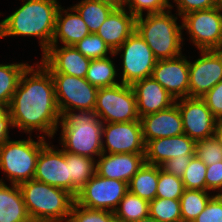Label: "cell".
Listing matches in <instances>:
<instances>
[{
    "mask_svg": "<svg viewBox=\"0 0 222 222\" xmlns=\"http://www.w3.org/2000/svg\"><path fill=\"white\" fill-rule=\"evenodd\" d=\"M35 65H29L22 73L8 111L13 128L29 135L36 130L43 132V138L46 135L53 138L61 120L54 82L51 73L40 62Z\"/></svg>",
    "mask_w": 222,
    "mask_h": 222,
    "instance_id": "6da1fadb",
    "label": "cell"
},
{
    "mask_svg": "<svg viewBox=\"0 0 222 222\" xmlns=\"http://www.w3.org/2000/svg\"><path fill=\"white\" fill-rule=\"evenodd\" d=\"M22 0L23 5L1 21L2 38L9 36L38 37L41 51L50 46L55 34L60 8L57 0Z\"/></svg>",
    "mask_w": 222,
    "mask_h": 222,
    "instance_id": "7a4b0ae2",
    "label": "cell"
},
{
    "mask_svg": "<svg viewBox=\"0 0 222 222\" xmlns=\"http://www.w3.org/2000/svg\"><path fill=\"white\" fill-rule=\"evenodd\" d=\"M59 125L63 151L92 159H95L94 155L101 156L103 122L94 110L66 111L61 115Z\"/></svg>",
    "mask_w": 222,
    "mask_h": 222,
    "instance_id": "3957f363",
    "label": "cell"
},
{
    "mask_svg": "<svg viewBox=\"0 0 222 222\" xmlns=\"http://www.w3.org/2000/svg\"><path fill=\"white\" fill-rule=\"evenodd\" d=\"M18 186L32 222H68L75 202L71 193L34 179Z\"/></svg>",
    "mask_w": 222,
    "mask_h": 222,
    "instance_id": "277c9868",
    "label": "cell"
},
{
    "mask_svg": "<svg viewBox=\"0 0 222 222\" xmlns=\"http://www.w3.org/2000/svg\"><path fill=\"white\" fill-rule=\"evenodd\" d=\"M170 10L136 17V31L157 60L172 59L182 54V25H178V18Z\"/></svg>",
    "mask_w": 222,
    "mask_h": 222,
    "instance_id": "5b68a950",
    "label": "cell"
},
{
    "mask_svg": "<svg viewBox=\"0 0 222 222\" xmlns=\"http://www.w3.org/2000/svg\"><path fill=\"white\" fill-rule=\"evenodd\" d=\"M34 141L31 136L23 140H7L0 146V169L11 184L19 185L33 180L37 159L42 147L47 143L42 136Z\"/></svg>",
    "mask_w": 222,
    "mask_h": 222,
    "instance_id": "8992f818",
    "label": "cell"
},
{
    "mask_svg": "<svg viewBox=\"0 0 222 222\" xmlns=\"http://www.w3.org/2000/svg\"><path fill=\"white\" fill-rule=\"evenodd\" d=\"M94 111L103 123L140 120L134 90L123 83L99 88Z\"/></svg>",
    "mask_w": 222,
    "mask_h": 222,
    "instance_id": "52a82bcc",
    "label": "cell"
},
{
    "mask_svg": "<svg viewBox=\"0 0 222 222\" xmlns=\"http://www.w3.org/2000/svg\"><path fill=\"white\" fill-rule=\"evenodd\" d=\"M120 52H122L121 83L132 85L138 80L152 76L157 59L136 30L114 51L113 55L117 56Z\"/></svg>",
    "mask_w": 222,
    "mask_h": 222,
    "instance_id": "ba28073f",
    "label": "cell"
},
{
    "mask_svg": "<svg viewBox=\"0 0 222 222\" xmlns=\"http://www.w3.org/2000/svg\"><path fill=\"white\" fill-rule=\"evenodd\" d=\"M182 29L200 50H222V9L193 11L183 15Z\"/></svg>",
    "mask_w": 222,
    "mask_h": 222,
    "instance_id": "9c48e42d",
    "label": "cell"
},
{
    "mask_svg": "<svg viewBox=\"0 0 222 222\" xmlns=\"http://www.w3.org/2000/svg\"><path fill=\"white\" fill-rule=\"evenodd\" d=\"M56 101L61 115L70 110H94L99 88L91 85L86 78L51 73Z\"/></svg>",
    "mask_w": 222,
    "mask_h": 222,
    "instance_id": "30bf717a",
    "label": "cell"
},
{
    "mask_svg": "<svg viewBox=\"0 0 222 222\" xmlns=\"http://www.w3.org/2000/svg\"><path fill=\"white\" fill-rule=\"evenodd\" d=\"M128 191V183L95 174L78 192L75 202L90 209L113 212Z\"/></svg>",
    "mask_w": 222,
    "mask_h": 222,
    "instance_id": "8fae6325",
    "label": "cell"
},
{
    "mask_svg": "<svg viewBox=\"0 0 222 222\" xmlns=\"http://www.w3.org/2000/svg\"><path fill=\"white\" fill-rule=\"evenodd\" d=\"M103 153L108 154H145L140 120L118 123H103Z\"/></svg>",
    "mask_w": 222,
    "mask_h": 222,
    "instance_id": "7c38bea8",
    "label": "cell"
},
{
    "mask_svg": "<svg viewBox=\"0 0 222 222\" xmlns=\"http://www.w3.org/2000/svg\"><path fill=\"white\" fill-rule=\"evenodd\" d=\"M201 57L189 60V97H202L222 81V50H200Z\"/></svg>",
    "mask_w": 222,
    "mask_h": 222,
    "instance_id": "4fadbf2b",
    "label": "cell"
},
{
    "mask_svg": "<svg viewBox=\"0 0 222 222\" xmlns=\"http://www.w3.org/2000/svg\"><path fill=\"white\" fill-rule=\"evenodd\" d=\"M180 110L184 134L198 141L213 136L218 119L200 97H185L175 102Z\"/></svg>",
    "mask_w": 222,
    "mask_h": 222,
    "instance_id": "5bb4252c",
    "label": "cell"
},
{
    "mask_svg": "<svg viewBox=\"0 0 222 222\" xmlns=\"http://www.w3.org/2000/svg\"><path fill=\"white\" fill-rule=\"evenodd\" d=\"M53 147L54 145L46 143L40 150L34 180L72 194V181L69 179V164H66L65 151Z\"/></svg>",
    "mask_w": 222,
    "mask_h": 222,
    "instance_id": "9a60e30c",
    "label": "cell"
},
{
    "mask_svg": "<svg viewBox=\"0 0 222 222\" xmlns=\"http://www.w3.org/2000/svg\"><path fill=\"white\" fill-rule=\"evenodd\" d=\"M181 54L172 59L157 60L152 77L175 100L189 97V61Z\"/></svg>",
    "mask_w": 222,
    "mask_h": 222,
    "instance_id": "2e32d148",
    "label": "cell"
},
{
    "mask_svg": "<svg viewBox=\"0 0 222 222\" xmlns=\"http://www.w3.org/2000/svg\"><path fill=\"white\" fill-rule=\"evenodd\" d=\"M91 59L83 56L74 46L51 45L42 55L40 63L50 73H64L85 78Z\"/></svg>",
    "mask_w": 222,
    "mask_h": 222,
    "instance_id": "e0dca14e",
    "label": "cell"
},
{
    "mask_svg": "<svg viewBox=\"0 0 222 222\" xmlns=\"http://www.w3.org/2000/svg\"><path fill=\"white\" fill-rule=\"evenodd\" d=\"M196 141L186 134L159 138L145 144V163L161 166L171 158L195 156Z\"/></svg>",
    "mask_w": 222,
    "mask_h": 222,
    "instance_id": "ac0fdd59",
    "label": "cell"
},
{
    "mask_svg": "<svg viewBox=\"0 0 222 222\" xmlns=\"http://www.w3.org/2000/svg\"><path fill=\"white\" fill-rule=\"evenodd\" d=\"M143 141L184 134L182 118L175 103L167 109L140 117Z\"/></svg>",
    "mask_w": 222,
    "mask_h": 222,
    "instance_id": "d6986e66",
    "label": "cell"
},
{
    "mask_svg": "<svg viewBox=\"0 0 222 222\" xmlns=\"http://www.w3.org/2000/svg\"><path fill=\"white\" fill-rule=\"evenodd\" d=\"M136 96L139 117L167 109L176 100L152 76L134 82L132 85Z\"/></svg>",
    "mask_w": 222,
    "mask_h": 222,
    "instance_id": "ffe728a7",
    "label": "cell"
},
{
    "mask_svg": "<svg viewBox=\"0 0 222 222\" xmlns=\"http://www.w3.org/2000/svg\"><path fill=\"white\" fill-rule=\"evenodd\" d=\"M145 164L144 154H107L102 153L96 160V174L108 179L129 183L131 178Z\"/></svg>",
    "mask_w": 222,
    "mask_h": 222,
    "instance_id": "44dd1931",
    "label": "cell"
},
{
    "mask_svg": "<svg viewBox=\"0 0 222 222\" xmlns=\"http://www.w3.org/2000/svg\"><path fill=\"white\" fill-rule=\"evenodd\" d=\"M136 30V17L126 8L114 9L97 30L114 52Z\"/></svg>",
    "mask_w": 222,
    "mask_h": 222,
    "instance_id": "7402d4cb",
    "label": "cell"
},
{
    "mask_svg": "<svg viewBox=\"0 0 222 222\" xmlns=\"http://www.w3.org/2000/svg\"><path fill=\"white\" fill-rule=\"evenodd\" d=\"M89 34L88 26L73 6L67 10L60 6L51 45H58L61 41L64 46H73Z\"/></svg>",
    "mask_w": 222,
    "mask_h": 222,
    "instance_id": "603a6c76",
    "label": "cell"
},
{
    "mask_svg": "<svg viewBox=\"0 0 222 222\" xmlns=\"http://www.w3.org/2000/svg\"><path fill=\"white\" fill-rule=\"evenodd\" d=\"M0 222H32L18 185L0 179Z\"/></svg>",
    "mask_w": 222,
    "mask_h": 222,
    "instance_id": "cb8c5ba5",
    "label": "cell"
},
{
    "mask_svg": "<svg viewBox=\"0 0 222 222\" xmlns=\"http://www.w3.org/2000/svg\"><path fill=\"white\" fill-rule=\"evenodd\" d=\"M66 164H69V179L72 181V195L77 196L84 185L96 174V160L65 152Z\"/></svg>",
    "mask_w": 222,
    "mask_h": 222,
    "instance_id": "d4e9b609",
    "label": "cell"
},
{
    "mask_svg": "<svg viewBox=\"0 0 222 222\" xmlns=\"http://www.w3.org/2000/svg\"><path fill=\"white\" fill-rule=\"evenodd\" d=\"M159 166L145 163L128 183V190L133 194L151 201L156 198Z\"/></svg>",
    "mask_w": 222,
    "mask_h": 222,
    "instance_id": "484cf974",
    "label": "cell"
},
{
    "mask_svg": "<svg viewBox=\"0 0 222 222\" xmlns=\"http://www.w3.org/2000/svg\"><path fill=\"white\" fill-rule=\"evenodd\" d=\"M114 61L108 57L93 59L86 73V80L97 88L112 87L120 84L116 81L117 71Z\"/></svg>",
    "mask_w": 222,
    "mask_h": 222,
    "instance_id": "4316f807",
    "label": "cell"
},
{
    "mask_svg": "<svg viewBox=\"0 0 222 222\" xmlns=\"http://www.w3.org/2000/svg\"><path fill=\"white\" fill-rule=\"evenodd\" d=\"M73 7L85 21L90 33H96L109 14L115 9L98 0H81Z\"/></svg>",
    "mask_w": 222,
    "mask_h": 222,
    "instance_id": "83f0119b",
    "label": "cell"
},
{
    "mask_svg": "<svg viewBox=\"0 0 222 222\" xmlns=\"http://www.w3.org/2000/svg\"><path fill=\"white\" fill-rule=\"evenodd\" d=\"M28 63L0 64V102L8 107Z\"/></svg>",
    "mask_w": 222,
    "mask_h": 222,
    "instance_id": "f1b7e54d",
    "label": "cell"
},
{
    "mask_svg": "<svg viewBox=\"0 0 222 222\" xmlns=\"http://www.w3.org/2000/svg\"><path fill=\"white\" fill-rule=\"evenodd\" d=\"M114 214L125 222L138 221L149 216V201L128 190Z\"/></svg>",
    "mask_w": 222,
    "mask_h": 222,
    "instance_id": "f546056e",
    "label": "cell"
},
{
    "mask_svg": "<svg viewBox=\"0 0 222 222\" xmlns=\"http://www.w3.org/2000/svg\"><path fill=\"white\" fill-rule=\"evenodd\" d=\"M212 196L208 191L184 189L179 199L182 222H193Z\"/></svg>",
    "mask_w": 222,
    "mask_h": 222,
    "instance_id": "4dcf8cb0",
    "label": "cell"
},
{
    "mask_svg": "<svg viewBox=\"0 0 222 222\" xmlns=\"http://www.w3.org/2000/svg\"><path fill=\"white\" fill-rule=\"evenodd\" d=\"M149 216L158 222H182L180 201L156 197L149 201Z\"/></svg>",
    "mask_w": 222,
    "mask_h": 222,
    "instance_id": "1f68e13d",
    "label": "cell"
},
{
    "mask_svg": "<svg viewBox=\"0 0 222 222\" xmlns=\"http://www.w3.org/2000/svg\"><path fill=\"white\" fill-rule=\"evenodd\" d=\"M73 46L83 56L91 60L108 57V54H111L113 59L114 52L96 33H90L88 36L84 37Z\"/></svg>",
    "mask_w": 222,
    "mask_h": 222,
    "instance_id": "d6a6232c",
    "label": "cell"
},
{
    "mask_svg": "<svg viewBox=\"0 0 222 222\" xmlns=\"http://www.w3.org/2000/svg\"><path fill=\"white\" fill-rule=\"evenodd\" d=\"M207 166L196 156H193L182 176L184 189L206 191Z\"/></svg>",
    "mask_w": 222,
    "mask_h": 222,
    "instance_id": "836d02e7",
    "label": "cell"
},
{
    "mask_svg": "<svg viewBox=\"0 0 222 222\" xmlns=\"http://www.w3.org/2000/svg\"><path fill=\"white\" fill-rule=\"evenodd\" d=\"M184 185L180 177L167 174L159 166V178L156 197L179 200L183 194Z\"/></svg>",
    "mask_w": 222,
    "mask_h": 222,
    "instance_id": "e575fe53",
    "label": "cell"
},
{
    "mask_svg": "<svg viewBox=\"0 0 222 222\" xmlns=\"http://www.w3.org/2000/svg\"><path fill=\"white\" fill-rule=\"evenodd\" d=\"M114 216L113 212L90 209L74 202L68 222H110Z\"/></svg>",
    "mask_w": 222,
    "mask_h": 222,
    "instance_id": "d590c367",
    "label": "cell"
},
{
    "mask_svg": "<svg viewBox=\"0 0 222 222\" xmlns=\"http://www.w3.org/2000/svg\"><path fill=\"white\" fill-rule=\"evenodd\" d=\"M195 156L206 166L222 161V147L213 136L196 141Z\"/></svg>",
    "mask_w": 222,
    "mask_h": 222,
    "instance_id": "8d00e7d4",
    "label": "cell"
},
{
    "mask_svg": "<svg viewBox=\"0 0 222 222\" xmlns=\"http://www.w3.org/2000/svg\"><path fill=\"white\" fill-rule=\"evenodd\" d=\"M127 10L135 17L143 15L144 10L147 14L162 13L173 8L169 0H127Z\"/></svg>",
    "mask_w": 222,
    "mask_h": 222,
    "instance_id": "74e56055",
    "label": "cell"
},
{
    "mask_svg": "<svg viewBox=\"0 0 222 222\" xmlns=\"http://www.w3.org/2000/svg\"><path fill=\"white\" fill-rule=\"evenodd\" d=\"M193 222H222V195H213Z\"/></svg>",
    "mask_w": 222,
    "mask_h": 222,
    "instance_id": "f35d334b",
    "label": "cell"
},
{
    "mask_svg": "<svg viewBox=\"0 0 222 222\" xmlns=\"http://www.w3.org/2000/svg\"><path fill=\"white\" fill-rule=\"evenodd\" d=\"M201 98L205 101L207 107L211 110V113L218 120H222V81Z\"/></svg>",
    "mask_w": 222,
    "mask_h": 222,
    "instance_id": "ab89813d",
    "label": "cell"
},
{
    "mask_svg": "<svg viewBox=\"0 0 222 222\" xmlns=\"http://www.w3.org/2000/svg\"><path fill=\"white\" fill-rule=\"evenodd\" d=\"M177 6L176 16L182 17L187 13L215 8L214 0H173Z\"/></svg>",
    "mask_w": 222,
    "mask_h": 222,
    "instance_id": "60d3db41",
    "label": "cell"
},
{
    "mask_svg": "<svg viewBox=\"0 0 222 222\" xmlns=\"http://www.w3.org/2000/svg\"><path fill=\"white\" fill-rule=\"evenodd\" d=\"M206 191H216L218 195H222V161L207 166L206 172Z\"/></svg>",
    "mask_w": 222,
    "mask_h": 222,
    "instance_id": "b9f144b4",
    "label": "cell"
},
{
    "mask_svg": "<svg viewBox=\"0 0 222 222\" xmlns=\"http://www.w3.org/2000/svg\"><path fill=\"white\" fill-rule=\"evenodd\" d=\"M193 156L171 158L161 165V169L167 174L182 178Z\"/></svg>",
    "mask_w": 222,
    "mask_h": 222,
    "instance_id": "7bdbcfd3",
    "label": "cell"
},
{
    "mask_svg": "<svg viewBox=\"0 0 222 222\" xmlns=\"http://www.w3.org/2000/svg\"><path fill=\"white\" fill-rule=\"evenodd\" d=\"M13 128L10 113L8 112L3 118H0V146H2L9 137V129Z\"/></svg>",
    "mask_w": 222,
    "mask_h": 222,
    "instance_id": "ee69618b",
    "label": "cell"
},
{
    "mask_svg": "<svg viewBox=\"0 0 222 222\" xmlns=\"http://www.w3.org/2000/svg\"><path fill=\"white\" fill-rule=\"evenodd\" d=\"M213 137L217 143L222 147V120H218L215 126Z\"/></svg>",
    "mask_w": 222,
    "mask_h": 222,
    "instance_id": "f6af8a7d",
    "label": "cell"
},
{
    "mask_svg": "<svg viewBox=\"0 0 222 222\" xmlns=\"http://www.w3.org/2000/svg\"><path fill=\"white\" fill-rule=\"evenodd\" d=\"M102 3L108 4L115 9L125 8L127 0H98Z\"/></svg>",
    "mask_w": 222,
    "mask_h": 222,
    "instance_id": "bcb514c9",
    "label": "cell"
},
{
    "mask_svg": "<svg viewBox=\"0 0 222 222\" xmlns=\"http://www.w3.org/2000/svg\"><path fill=\"white\" fill-rule=\"evenodd\" d=\"M8 112V106L0 102V118H3Z\"/></svg>",
    "mask_w": 222,
    "mask_h": 222,
    "instance_id": "7dc6e473",
    "label": "cell"
},
{
    "mask_svg": "<svg viewBox=\"0 0 222 222\" xmlns=\"http://www.w3.org/2000/svg\"><path fill=\"white\" fill-rule=\"evenodd\" d=\"M135 222H158V221L153 219V218H151L150 216H148L146 218L140 219V220L135 221Z\"/></svg>",
    "mask_w": 222,
    "mask_h": 222,
    "instance_id": "c3c4849f",
    "label": "cell"
},
{
    "mask_svg": "<svg viewBox=\"0 0 222 222\" xmlns=\"http://www.w3.org/2000/svg\"><path fill=\"white\" fill-rule=\"evenodd\" d=\"M216 7L222 9V0H214Z\"/></svg>",
    "mask_w": 222,
    "mask_h": 222,
    "instance_id": "681fc988",
    "label": "cell"
},
{
    "mask_svg": "<svg viewBox=\"0 0 222 222\" xmlns=\"http://www.w3.org/2000/svg\"><path fill=\"white\" fill-rule=\"evenodd\" d=\"M110 222H125V221L122 220V219L117 218L116 216H114V217L110 220Z\"/></svg>",
    "mask_w": 222,
    "mask_h": 222,
    "instance_id": "f907efd6",
    "label": "cell"
},
{
    "mask_svg": "<svg viewBox=\"0 0 222 222\" xmlns=\"http://www.w3.org/2000/svg\"><path fill=\"white\" fill-rule=\"evenodd\" d=\"M0 38H2V25H1V22H0Z\"/></svg>",
    "mask_w": 222,
    "mask_h": 222,
    "instance_id": "816d5d0a",
    "label": "cell"
}]
</instances>
